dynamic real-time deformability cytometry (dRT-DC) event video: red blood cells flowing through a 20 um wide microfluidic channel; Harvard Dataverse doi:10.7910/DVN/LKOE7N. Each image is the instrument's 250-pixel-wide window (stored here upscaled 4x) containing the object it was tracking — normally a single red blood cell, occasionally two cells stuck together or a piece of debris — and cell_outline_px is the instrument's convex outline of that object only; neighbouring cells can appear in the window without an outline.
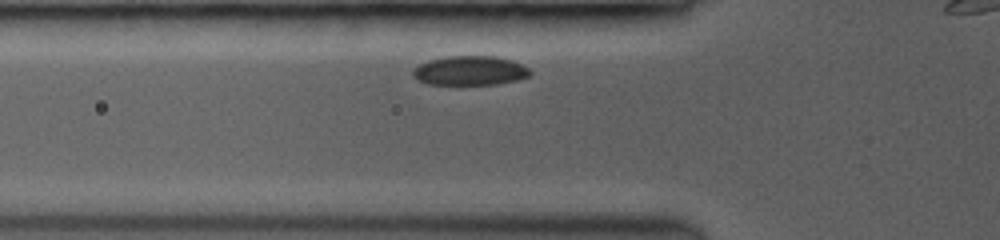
{"species": "common noctule bat (a hibernating species)", "species_latin": "Nyctalus noctula", "temperature_condition": "room temperature", "stored_images_in_passage": 38, "camera_frame_rate_fps": 3500, "um_per_image_px": 0.085, "animal": {"sex": "female", "body_mass_g": 19.0, "forearm_length_mm": 53.3}, "frame": {"image": 1, "passage_image": 8, "time_ms": 2.0, "image_size_px": [1000, 240], "cell_outline_px": [[532, 72], [528, 76], [516, 80], [496, 84], [428, 84], [412, 76], [412, 68], [428, 60], [448, 56], [496, 56], [512, 60], [528, 68]], "centroid_in_image_um": [39.93, 5.99], "position_along_channel_um": 85.9, "area_um2": 19.94}}
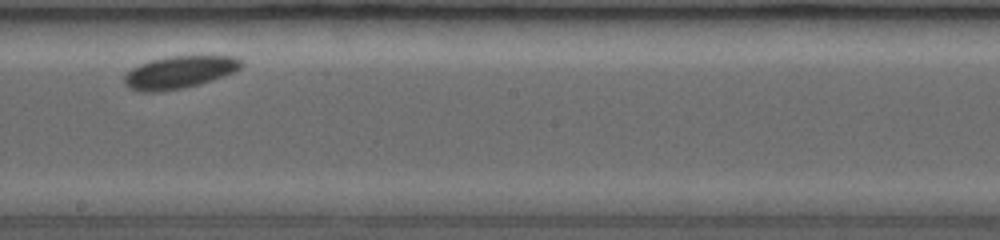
{"frame": {"image": 2, "passage_image": 22, "time_ms": 6.0, "image_size_px": [1000, 240], "cell_outline_px": [[244, 64], [236, 72], [212, 80], [180, 88], [132, 88], [124, 84], [124, 76], [132, 68], [140, 64], [152, 60], [168, 56], [236, 56], [244, 60]], "centroid_in_image_um": [15.4, 6.06], "position_along_channel_um": 232.8, "area_um2": 21.1}}
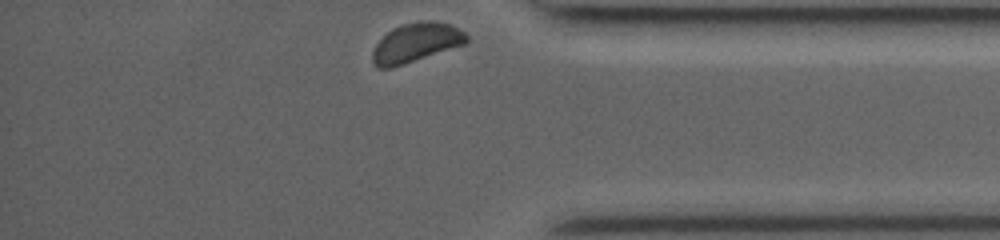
{"frame": {"image": 3, "passage_image": 38, "time_ms": 10.571, "image_size_px": [1000, 240], "cell_outline_px": [[468, 40], [464, 44], [392, 68], [376, 68], [372, 60], [372, 52], [376, 44], [388, 32], [404, 24], [420, 20], [432, 20], [448, 24], [464, 32], [468, 36]], "centroid_in_image_um": [35.34, 3.64], "position_along_channel_um": 399.9, "area_um2": 21.1}}